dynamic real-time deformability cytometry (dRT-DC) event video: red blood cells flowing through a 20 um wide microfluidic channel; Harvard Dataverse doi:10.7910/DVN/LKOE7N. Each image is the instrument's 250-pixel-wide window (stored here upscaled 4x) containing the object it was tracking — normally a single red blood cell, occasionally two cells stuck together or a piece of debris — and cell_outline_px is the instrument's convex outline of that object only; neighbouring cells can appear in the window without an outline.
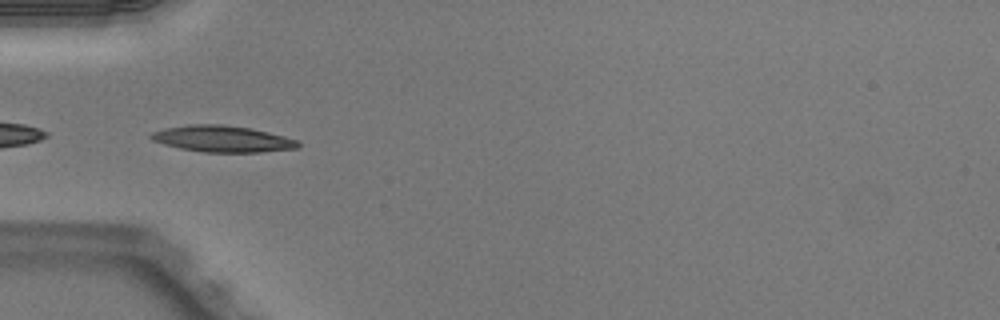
{"species": "Egyptian fruit bat (a non-hibernating species)", "species_latin": "Rousettus aegyptiacus", "temperature_condition": "warm", "stored_images_in_passage": 39, "camera_frame_rate_fps": 3000, "um_per_image_px": 0.085, "animal": {"sex": "male"}, "frame": {"image": 1, "passage_image": 5, "time_ms": 1.333, "image_size_px": [1000, 320], "cell_outline_px": [[300, 144], [296, 148], [260, 152], [204, 152], [180, 148], [164, 144], [152, 140], [148, 136], [152, 132], [164, 128], [188, 124], [220, 124], [252, 128], [284, 136], [296, 140]], "centroid_in_image_um": [18.86, 11.79], "position_along_channel_um": 66.1, "area_um2": 22.54}}
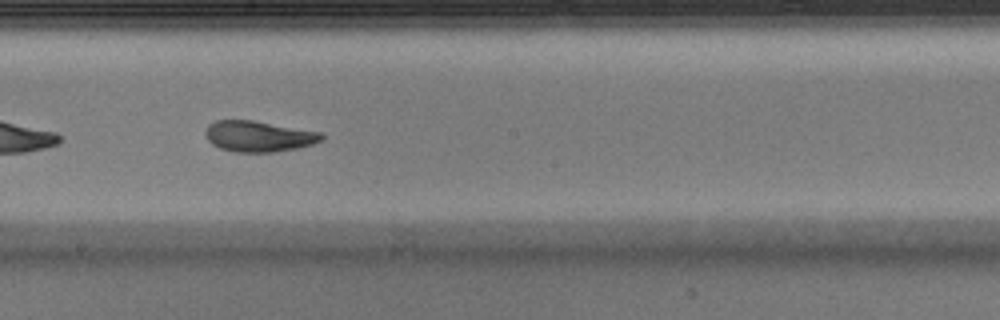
{"frame": {"image": 2, "passage_image": 17, "time_ms": 5.333, "image_size_px": [1000, 320], "cell_outline_px": [[324, 140], [312, 144], [296, 148], [276, 152], [236, 152], [220, 148], [212, 144], [208, 140], [204, 132], [208, 124], [216, 120], [252, 120], [320, 132], [324, 136]], "centroid_in_image_um": [21.96, 11.58], "position_along_channel_um": 226.2, "area_um2": 20.87}}
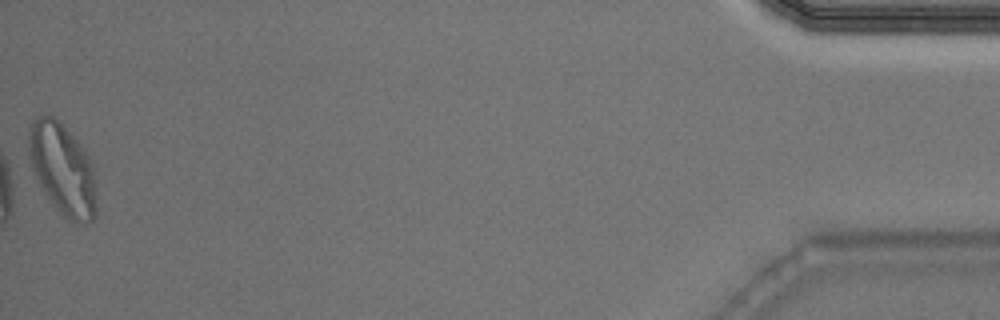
{"frame": {"image": 3, "passage_image": 39, "time_ms": 12.667, "image_size_px": [1000, 320], "cell_outline_px": [[96, 216], [92, 220], [84, 224], [80, 224], [68, 220], [64, 216], [44, 192], [32, 168], [28, 156], [28, 132], [32, 120], [36, 116], [52, 116], [84, 148], [92, 164], [96, 196]], "centroid_in_image_um": [5.31, 14.4], "position_along_channel_um": 429.9, "area_um2": 35.72}, "authors_computed_cell_mechanics": {"area_um2": 21.8484, "velocity_mm_per_s": 4.0162, "shape_relaxation_time_tau1_ms": 9.2495, "shape_relaxation_time_tau2_ms": 1.7103, "deformation_change_tau1": 0.2597, "deformation_change_tau2": 0.0692}}